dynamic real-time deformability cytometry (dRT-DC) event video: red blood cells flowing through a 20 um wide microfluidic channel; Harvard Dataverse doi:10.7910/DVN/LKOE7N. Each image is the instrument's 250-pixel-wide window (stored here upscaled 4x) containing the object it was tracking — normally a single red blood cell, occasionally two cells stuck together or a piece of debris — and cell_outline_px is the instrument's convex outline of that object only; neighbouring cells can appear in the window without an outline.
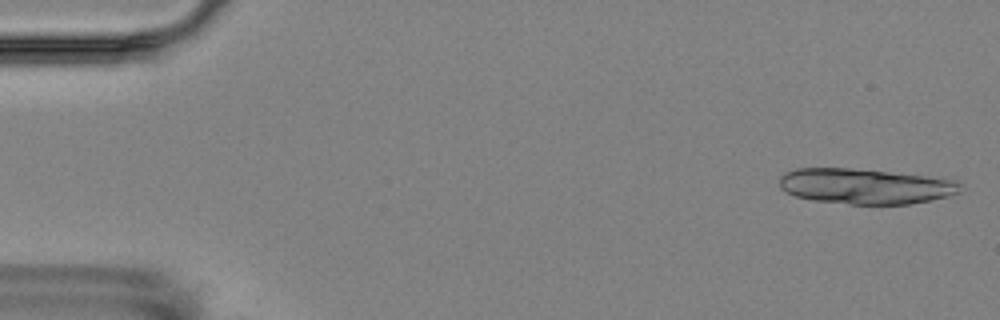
{"species": "Egyptian fruit bat (a non-hibernating species)", "species_latin": "Rousettus aegyptiacus", "temperature_condition": "room temperature", "stored_images_in_passage": 5, "camera_frame_rate_fps": 3000, "um_per_image_px": 0.085, "animal": {"sex": "female"}, "frame": {"image": 1, "passage_image": 1, "time_ms": 0.0, "image_size_px": [1000, 320], "cell_outline_px": [[964, 184], [956, 192], [948, 196], [932, 200], [908, 204], [848, 204], [812, 200], [796, 196], [780, 188], [780, 176], [784, 172], [796, 168], [852, 168], [924, 176], [956, 180]], "centroid_in_image_um": [73.52, 15.83], "position_along_channel_um": 11.5, "area_um2": 37.17}}